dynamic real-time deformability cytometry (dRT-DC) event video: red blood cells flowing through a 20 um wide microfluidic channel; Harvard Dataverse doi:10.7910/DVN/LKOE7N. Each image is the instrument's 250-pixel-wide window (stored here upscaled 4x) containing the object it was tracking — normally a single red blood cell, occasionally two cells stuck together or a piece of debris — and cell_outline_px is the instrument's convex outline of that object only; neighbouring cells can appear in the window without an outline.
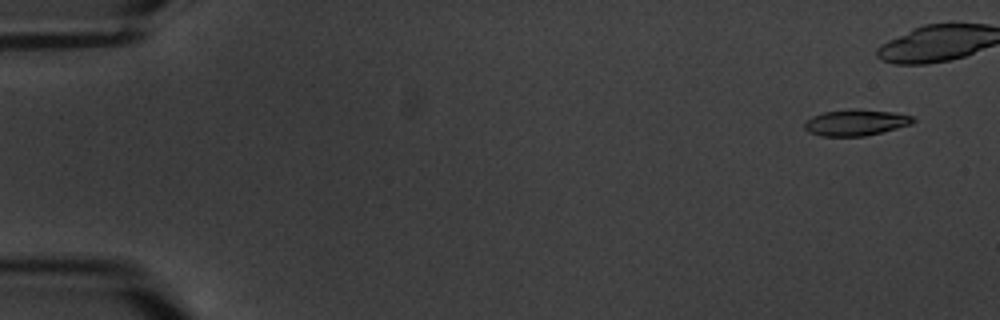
{"species": "common noctule bat (a hibernating species)", "species_latin": "Nyctalus noctula", "temperature_condition": "warm", "stored_images_in_passage": 8, "camera_frame_rate_fps": 3000, "um_per_image_px": 0.085, "animal": {"sex": "male", "body_mass_g": 20.1, "forearm_length_mm": 53.5}, "frame": {"image": 1, "passage_image": 1, "time_ms": 0.0, "image_size_px": [1000, 320], "cell_outline_px": [[916, 120], [912, 124], [864, 136], [820, 136], [808, 132], [804, 128], [804, 124], [812, 116], [824, 112], [856, 108], [892, 112], [912, 116]], "centroid_in_image_um": [72.73, 10.41], "position_along_channel_um": 12.3, "area_um2": 16.47}}